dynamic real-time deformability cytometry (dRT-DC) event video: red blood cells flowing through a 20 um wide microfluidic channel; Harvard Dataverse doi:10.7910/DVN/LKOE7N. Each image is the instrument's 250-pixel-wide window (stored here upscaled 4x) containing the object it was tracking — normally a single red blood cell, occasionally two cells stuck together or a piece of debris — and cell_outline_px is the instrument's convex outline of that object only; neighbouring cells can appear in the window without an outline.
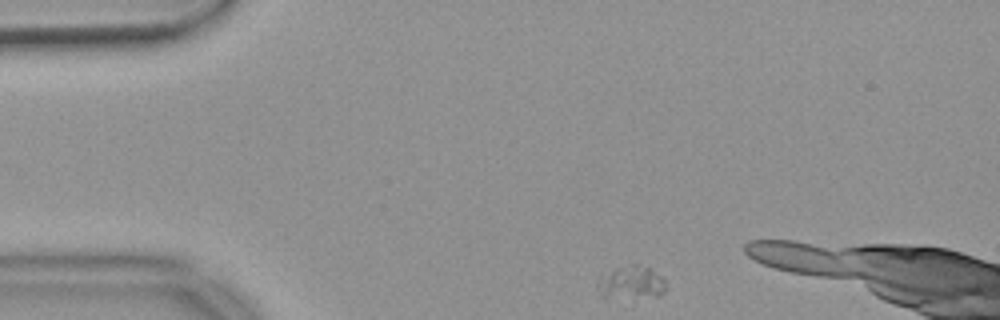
{"species": "common noctule bat (a hibernating species)", "species_latin": "Nyctalus noctula", "temperature_condition": "warm", "stored_images_in_passage": 8, "segment_of_instrument_passage": [1, 2], "camera_frame_rate_fps": 3000, "um_per_image_px": 0.085, "animal": {"sex": "female", "body_mass_g": 18.4}, "frame": {"image": 1, "passage_image": 1, "time_ms": 0.0, "image_size_px": [1000, 320], "cell_outline_px": [[668, 288], [660, 296], [604, 300], [600, 276], [632, 260], [636, 260], [660, 276], [664, 280]], "centroid_in_image_um": [53.72, 24.0], "position_along_channel_um": 31.3, "area_um2": 13.58}}